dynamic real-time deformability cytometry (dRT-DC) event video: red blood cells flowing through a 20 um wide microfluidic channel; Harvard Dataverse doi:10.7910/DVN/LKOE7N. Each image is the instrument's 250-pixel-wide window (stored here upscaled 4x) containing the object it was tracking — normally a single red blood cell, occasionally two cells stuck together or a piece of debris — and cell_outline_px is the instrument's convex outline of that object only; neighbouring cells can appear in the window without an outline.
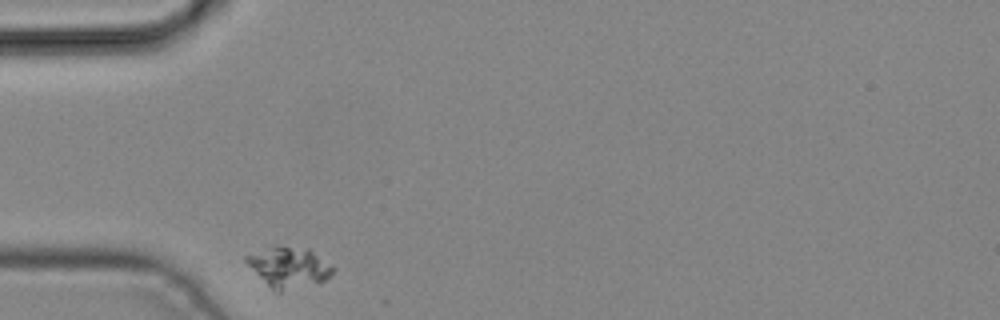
{"species": "common noctule bat (a hibernating species)", "species_latin": "Nyctalus noctula", "temperature_condition": "cold", "stored_images_in_passage": 2, "camera_frame_rate_fps": 3000, "um_per_image_px": 0.085, "animal": {"sex": "male", "body_mass_g": 19.2, "forearm_length_mm": 51.8}, "frame": {"image": 1, "passage_image": 1, "time_ms": 0.0, "image_size_px": [1000, 320], "cell_outline_px": [[336, 268], [324, 280], [280, 292], [276, 292], [244, 260], [244, 256], [276, 244], [280, 244], [308, 248]], "centroid_in_image_um": [24.55, 22.66], "position_along_channel_um": 60.5, "area_um2": 20.11}}